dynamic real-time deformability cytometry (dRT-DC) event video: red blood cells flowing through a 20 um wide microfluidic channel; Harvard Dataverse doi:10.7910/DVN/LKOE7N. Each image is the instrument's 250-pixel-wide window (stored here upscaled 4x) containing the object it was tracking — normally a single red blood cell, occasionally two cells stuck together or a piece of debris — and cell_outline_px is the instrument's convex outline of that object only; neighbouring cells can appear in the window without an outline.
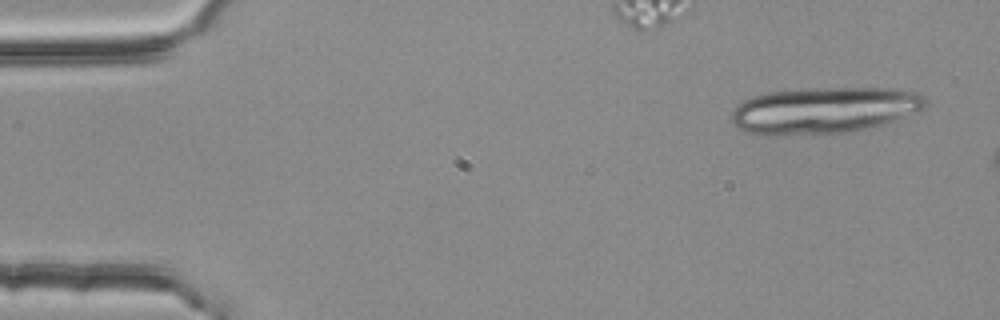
{"species": "common noctule bat (a hibernating species)", "species_latin": "Nyctalus noctula", "temperature_condition": "room temperature", "stored_images_in_passage": 2, "camera_frame_rate_fps": 3000, "um_per_image_px": 0.085, "animal": {"sex": "female", "body_mass_g": 25.1}, "frame": {"image": 1, "passage_image": 1, "time_ms": 0.0, "image_size_px": [1000, 320], "cell_outline_px": [[928, 100], [920, 108], [884, 124], [868, 128], [848, 132], [780, 136], [768, 136], [744, 132], [736, 128], [732, 124], [732, 112], [736, 104], [752, 96], [768, 92], [812, 88], [900, 88], [920, 92]], "centroid_in_image_um": [69.97, 9.37], "position_along_channel_um": 15.0, "area_um2": 52.89}}